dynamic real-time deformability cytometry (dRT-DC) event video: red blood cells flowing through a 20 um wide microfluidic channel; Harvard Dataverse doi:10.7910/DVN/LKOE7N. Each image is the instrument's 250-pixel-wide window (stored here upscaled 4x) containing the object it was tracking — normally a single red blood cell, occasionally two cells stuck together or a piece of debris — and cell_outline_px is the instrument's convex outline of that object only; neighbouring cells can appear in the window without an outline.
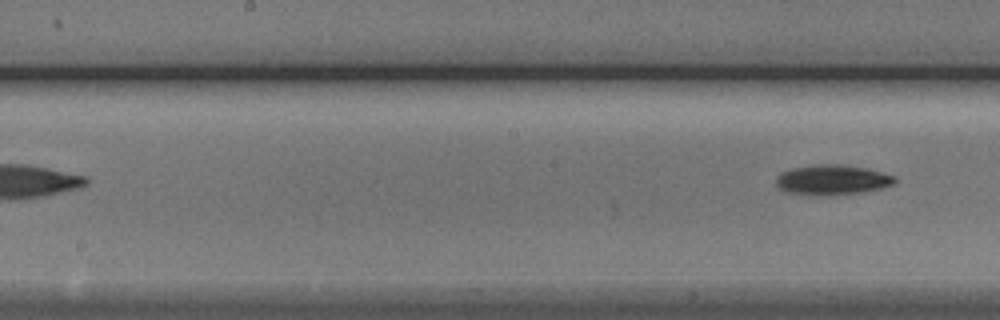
{"species": "Egyptian fruit bat (a non-hibernating species)", "species_latin": "Rousettus aegyptiacus", "temperature_condition": "cold", "stored_images_in_passage": 6, "segment_of_instrument_passage": [2, 2], "camera_frame_rate_fps": 3000, "um_per_image_px": 0.085, "animal": {"sex": "male"}, "frame": {"image": 1, "passage_image": 6, "time_ms": 6.0, "image_size_px": [1000, 320], "cell_outline_px": [[896, 180], [892, 184], [880, 188], [864, 192], [828, 196], [808, 196], [784, 192], [776, 184], [776, 176], [780, 172], [792, 168], [812, 164], [844, 164], [868, 168], [896, 176]], "centroid_in_image_um": [70.69, 15.29], "position_along_channel_um": 177.5, "area_um2": 21.39}}